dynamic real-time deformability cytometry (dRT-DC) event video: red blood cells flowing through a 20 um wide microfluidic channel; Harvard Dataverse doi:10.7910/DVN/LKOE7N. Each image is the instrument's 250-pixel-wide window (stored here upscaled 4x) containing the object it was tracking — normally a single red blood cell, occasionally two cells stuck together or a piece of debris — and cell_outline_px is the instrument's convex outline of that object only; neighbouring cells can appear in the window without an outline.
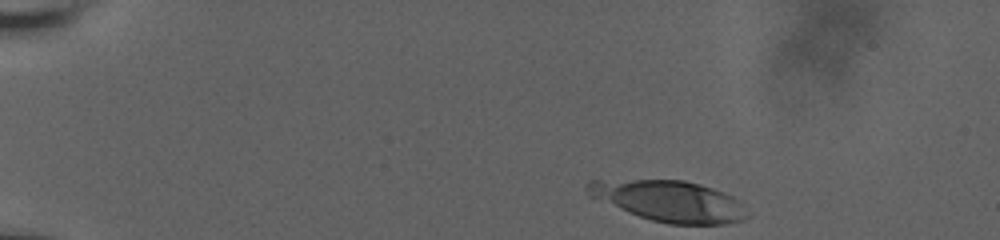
{"species": "human", "species_latin": "Homo sapiens", "temperature_condition": "room temperature", "stored_images_in_passage": 20, "camera_frame_rate_fps": 3000, "um_per_image_px": 0.085, "donor": {"sex": "male"}, "frame": {"image": 1, "passage_image": 1, "time_ms": 0.0, "image_size_px": [1000, 240], "cell_outline_px": [[748, 216], [744, 220], [728, 224], [668, 224], [652, 220], [640, 216], [588, 196], [584, 188], [584, 184], [588, 180], [684, 180], [700, 184], [712, 188], [732, 196], [740, 200]], "centroid_in_image_um": [56.87, 17.08], "position_along_channel_um": 28.1, "area_um2": 38.09}}
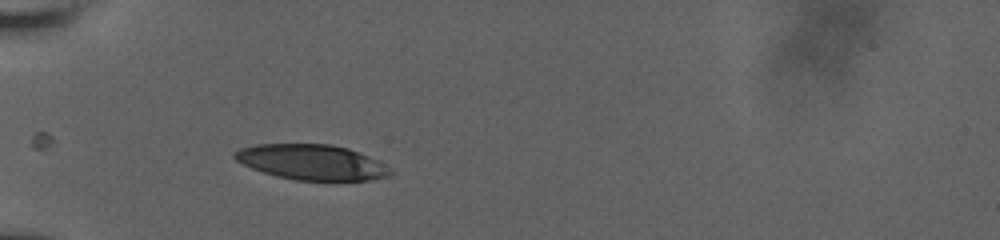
{"frame": {"image": 2, "passage_image": 12, "time_ms": 3.333, "image_size_px": [1000, 240], "cell_outline_px": [[392, 172], [388, 176], [372, 180], [296, 180], [276, 176], [252, 168], [236, 160], [232, 156], [232, 152], [240, 148], [256, 144], [332, 144], [348, 148], [368, 156], [376, 160]], "centroid_in_image_um": [26.44, 13.77], "position_along_channel_um": 58.6, "area_um2": 31.73}}
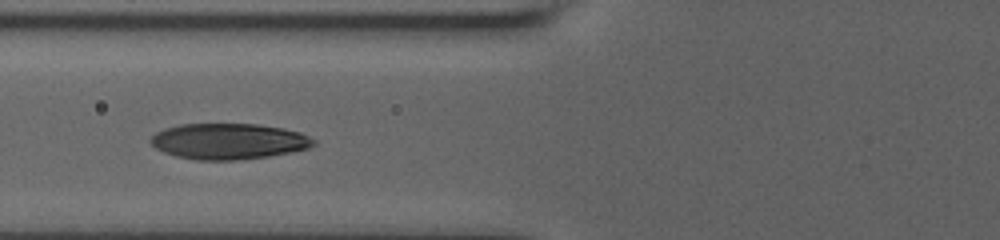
{"frame": {"image": 3, "passage_image": 17, "time_ms": 5.0, "image_size_px": [1000, 240], "cell_outline_px": [[316, 144], [308, 148], [292, 152], [268, 156], [240, 160], [196, 160], [176, 156], [164, 152], [156, 148], [148, 140], [156, 132], [164, 128], [180, 124], [256, 124], [284, 128], [300, 132], [316, 140]], "centroid_in_image_um": [19.44, 12.01], "position_along_channel_um": 106.4, "area_um2": 34.22}}